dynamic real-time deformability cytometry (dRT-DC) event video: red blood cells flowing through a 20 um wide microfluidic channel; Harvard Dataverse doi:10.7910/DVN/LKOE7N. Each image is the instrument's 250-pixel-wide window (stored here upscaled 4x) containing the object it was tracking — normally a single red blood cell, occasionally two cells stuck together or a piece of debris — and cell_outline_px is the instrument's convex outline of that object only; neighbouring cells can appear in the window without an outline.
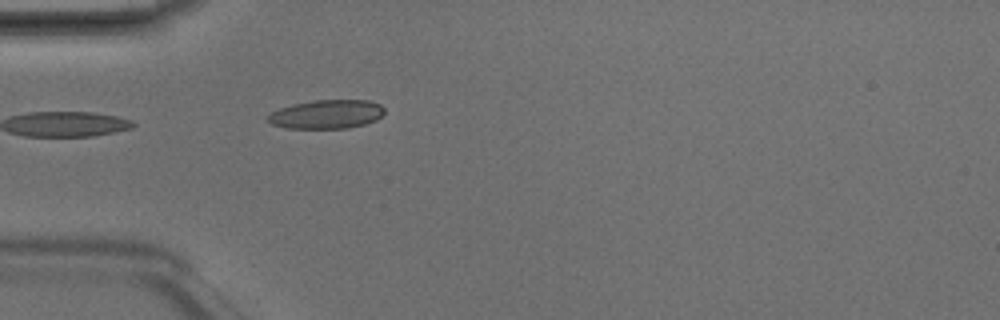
{"species": "Egyptian fruit bat (a non-hibernating species)", "species_latin": "Rousettus aegyptiacus", "temperature_condition": "room temperature", "stored_images_in_passage": 3, "camera_frame_rate_fps": 3000, "um_per_image_px": 0.085, "animal": {"sex": "male"}, "frame": {"image": 1, "passage_image": 3, "time_ms": 0.667, "image_size_px": [1000, 320], "cell_outline_px": [[384, 112], [376, 120], [364, 124], [348, 128], [288, 128], [272, 124], [264, 116], [280, 108], [292, 104], [316, 100], [368, 100], [380, 104], [384, 108]], "centroid_in_image_um": [27.75, 9.71], "position_along_channel_um": 57.3, "area_um2": 19.54}}